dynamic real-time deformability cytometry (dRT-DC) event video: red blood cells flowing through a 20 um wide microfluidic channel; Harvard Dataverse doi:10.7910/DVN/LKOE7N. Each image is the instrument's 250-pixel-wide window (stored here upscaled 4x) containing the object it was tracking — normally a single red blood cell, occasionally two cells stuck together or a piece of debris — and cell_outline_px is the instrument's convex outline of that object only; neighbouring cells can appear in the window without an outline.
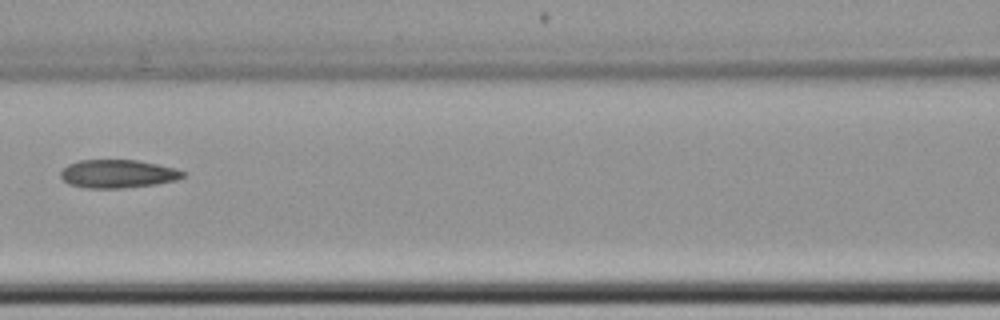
{"species": "common noctule bat (a hibernating species)", "species_latin": "Nyctalus noctula", "temperature_condition": "cold", "stored_images_in_passage": 7, "camera_frame_rate_fps": 3000, "um_per_image_px": 0.085, "animal": {"sex": "female", "body_mass_g": 22.7, "forearm_length_mm": 54.2}, "frame": {"image": 1, "passage_image": 7, "time_ms": 8.0, "image_size_px": [1000, 320], "cell_outline_px": [[184, 176], [176, 180], [156, 184], [124, 188], [84, 188], [68, 184], [60, 176], [60, 172], [68, 164], [80, 160], [136, 160], [176, 168], [184, 172]], "centroid_in_image_um": [9.99, 14.78], "position_along_channel_um": 156.6, "area_um2": 20.11}}